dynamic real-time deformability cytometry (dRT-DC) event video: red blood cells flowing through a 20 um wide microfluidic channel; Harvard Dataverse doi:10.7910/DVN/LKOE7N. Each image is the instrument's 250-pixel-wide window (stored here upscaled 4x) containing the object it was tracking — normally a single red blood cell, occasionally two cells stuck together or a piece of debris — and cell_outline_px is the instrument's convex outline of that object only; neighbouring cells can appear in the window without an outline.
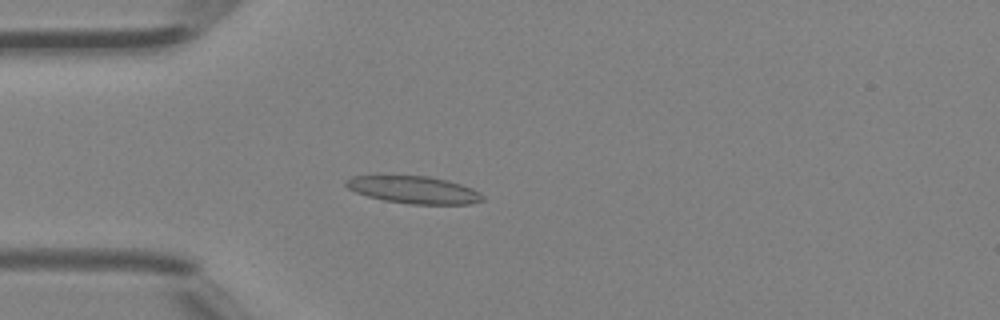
{"species": "Egyptian fruit bat (a non-hibernating species)", "species_latin": "Rousettus aegyptiacus", "temperature_condition": "room temperature", "stored_images_in_passage": 45, "camera_frame_rate_fps": 3000, "um_per_image_px": 0.085, "animal": {"sex": "female"}, "frame": {"image": 1, "passage_image": 12, "time_ms": 3.667, "image_size_px": [1000, 320], "cell_outline_px": [[484, 200], [468, 204], [408, 204], [384, 200], [368, 196], [356, 192], [348, 188], [344, 184], [344, 180], [352, 176], [376, 172], [384, 172], [428, 176], [448, 180], [472, 188], [480, 192], [484, 196]], "centroid_in_image_um": [35.06, 16.07], "position_along_channel_um": 49.9, "area_um2": 22.95}}
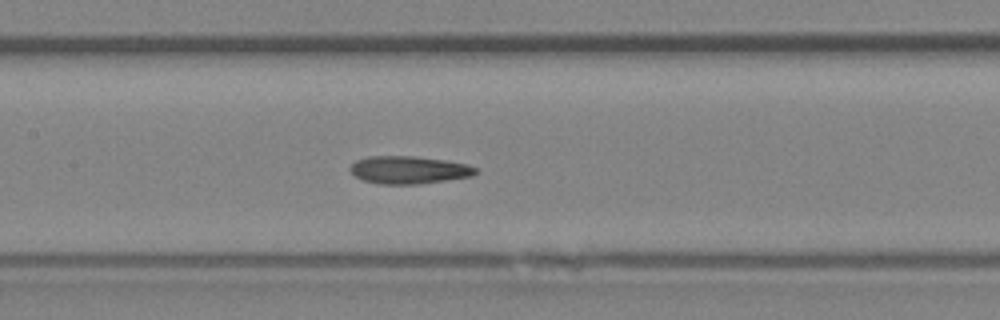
{"frame": {"image": 2, "passage_image": 21, "time_ms": 6.667, "image_size_px": [1000, 320], "cell_outline_px": [[476, 172], [472, 176], [420, 184], [380, 184], [364, 180], [356, 176], [348, 168], [356, 160], [368, 156], [416, 156], [444, 160], [468, 164], [476, 168]], "centroid_in_image_um": [34.74, 14.44], "position_along_channel_um": 172.7, "area_um2": 20.17}}
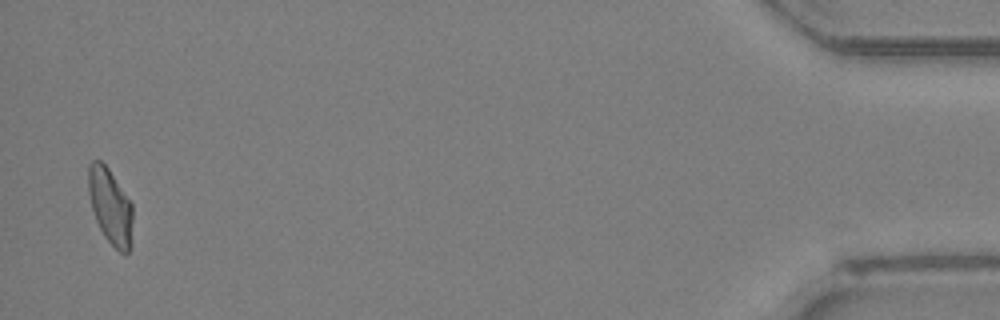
{"frame": {"image": 3, "passage_image": 44, "time_ms": 14.333, "image_size_px": [1000, 320], "cell_outline_px": [[132, 244], [128, 252], [120, 252], [104, 236], [96, 220], [92, 208], [88, 192], [88, 164], [92, 160], [100, 160], [108, 168], [132, 204]], "centroid_in_image_um": [9.37, 17.53], "position_along_channel_um": 425.8, "area_um2": 19.42}, "authors_computed_cell_mechanics": {"area_um2": 19.9988, "velocity_mm_per_s": 4.4815, "shape_relaxation_time_tau1_ms": 6.6815, "shape_relaxation_time_tau2_ms": 1.964, "deformation_change_tau1": 0.1928, "deformation_change_tau2": 0.0984}}